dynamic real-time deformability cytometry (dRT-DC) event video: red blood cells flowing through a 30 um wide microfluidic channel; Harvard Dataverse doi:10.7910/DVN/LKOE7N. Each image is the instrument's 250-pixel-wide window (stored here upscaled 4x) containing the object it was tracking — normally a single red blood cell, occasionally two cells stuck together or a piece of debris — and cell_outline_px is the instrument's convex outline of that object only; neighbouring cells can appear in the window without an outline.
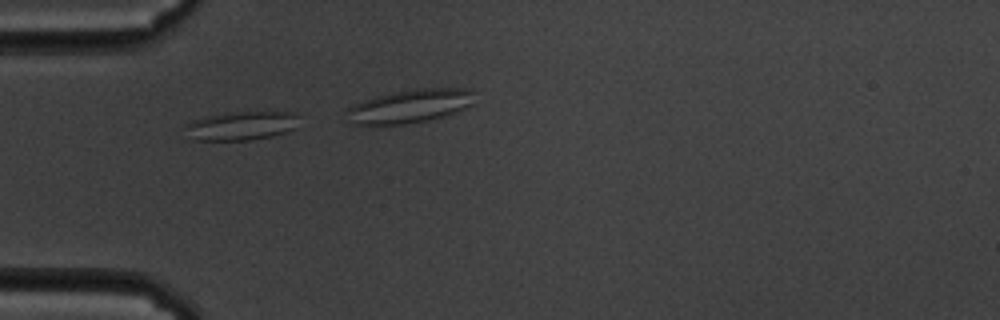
{"species": "common noctule bat (a hibernating species)", "species_latin": "Nyctalus noctula", "temperature_condition": "cold", "stored_images_in_passage": 6, "segment_of_instrument_passage": [1, 2], "camera_frame_rate_fps": 3000, "um_per_image_px": 0.085, "animal": {"sex": "male", "body_mass_g": 19.5, "forearm_length_mm": 54.6}, "frame": {"image": 1, "passage_image": 2, "time_ms": 0.333, "image_size_px": [1000, 320], "cell_outline_px": [[300, 116], [296, 128], [272, 136], [248, 140], [192, 140], [184, 128], [184, 124], [192, 120], [204, 116], [232, 112], [288, 112]], "centroid_in_image_um": [20.47, 10.69], "position_along_channel_um": 64.5, "area_um2": 19.19}}
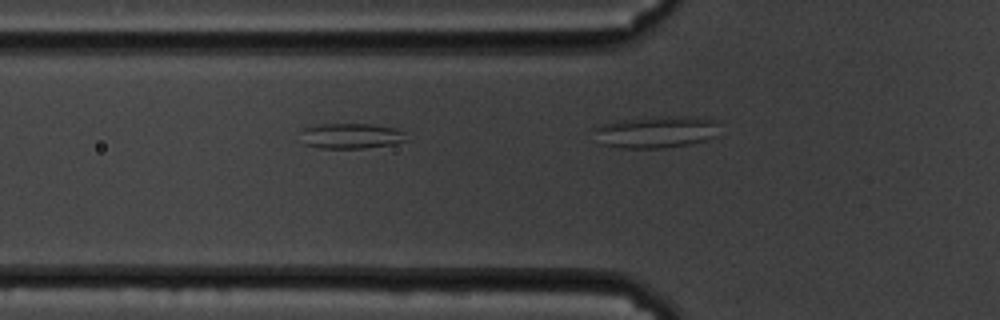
{"frame": {"image": 2, "passage_image": 5, "time_ms": 1.333, "image_size_px": [1000, 320], "cell_outline_px": [[408, 140], [392, 144], [364, 148], [320, 148], [304, 144], [300, 132], [304, 128], [324, 124], [368, 124], [396, 128], [404, 132]], "centroid_in_image_um": [29.85, 11.56], "position_along_channel_um": 96.0, "area_um2": 15.55}}